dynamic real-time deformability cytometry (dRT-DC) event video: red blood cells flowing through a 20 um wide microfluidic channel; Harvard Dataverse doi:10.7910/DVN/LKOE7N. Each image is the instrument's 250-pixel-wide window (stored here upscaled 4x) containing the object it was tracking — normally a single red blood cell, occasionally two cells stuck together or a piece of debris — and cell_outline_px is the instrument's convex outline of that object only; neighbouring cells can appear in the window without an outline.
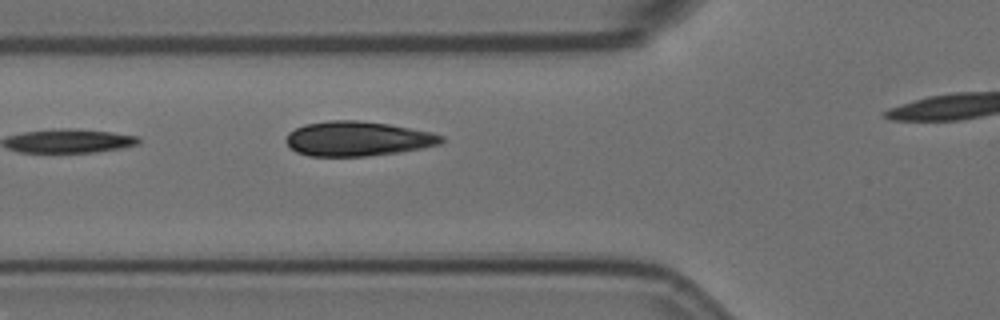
{"species": "Egyptian fruit bat (a non-hibernating species)", "species_latin": "Rousettus aegyptiacus", "temperature_condition": "room temperature", "stored_images_in_passage": 4, "camera_frame_rate_fps": 3000, "um_per_image_px": 0.085, "animal": {"sex": "female"}, "frame": {"image": 1, "passage_image": 3, "time_ms": 0.667, "image_size_px": [1000, 320], "cell_outline_px": [[444, 140], [440, 144], [400, 152], [368, 156], [308, 156], [296, 152], [284, 140], [288, 132], [304, 124], [328, 120], [356, 120], [388, 124], [432, 132], [444, 136]], "centroid_in_image_um": [30.38, 11.79], "position_along_channel_um": 95.4, "area_um2": 31.44}}